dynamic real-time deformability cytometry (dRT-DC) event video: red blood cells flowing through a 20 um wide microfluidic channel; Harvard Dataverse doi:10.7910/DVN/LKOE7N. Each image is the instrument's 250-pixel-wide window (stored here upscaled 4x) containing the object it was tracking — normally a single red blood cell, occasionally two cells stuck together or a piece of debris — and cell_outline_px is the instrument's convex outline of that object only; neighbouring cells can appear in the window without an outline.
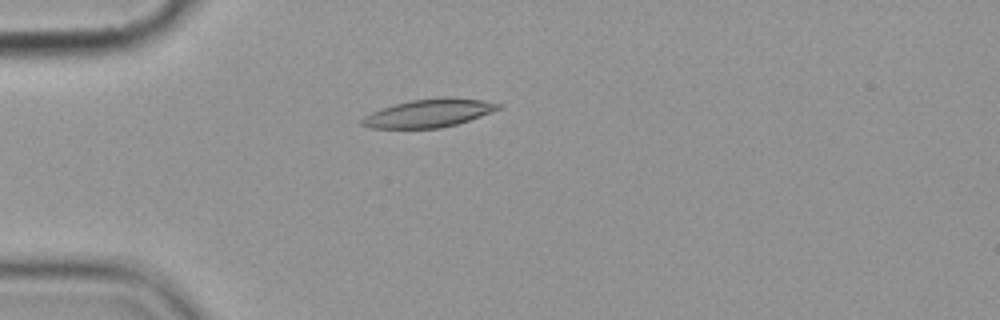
{"species": "common noctule bat (a hibernating species)", "species_latin": "Nyctalus noctula", "temperature_condition": "cold", "stored_images_in_passage": 5, "camera_frame_rate_fps": 3000, "um_per_image_px": 0.085, "animal": {"sex": "female", "body_mass_g": 19.9}, "frame": {"image": 1, "passage_image": 5, "time_ms": 4.667, "image_size_px": [1000, 320], "cell_outline_px": [[504, 104], [500, 108], [480, 116], [456, 124], [440, 128], [372, 128], [360, 124], [360, 120], [364, 116], [380, 108], [392, 104], [412, 100], [440, 96], [448, 96], [484, 100]], "centroid_in_image_um": [36.44, 9.59], "position_along_channel_um": 48.6, "area_um2": 22.54}}